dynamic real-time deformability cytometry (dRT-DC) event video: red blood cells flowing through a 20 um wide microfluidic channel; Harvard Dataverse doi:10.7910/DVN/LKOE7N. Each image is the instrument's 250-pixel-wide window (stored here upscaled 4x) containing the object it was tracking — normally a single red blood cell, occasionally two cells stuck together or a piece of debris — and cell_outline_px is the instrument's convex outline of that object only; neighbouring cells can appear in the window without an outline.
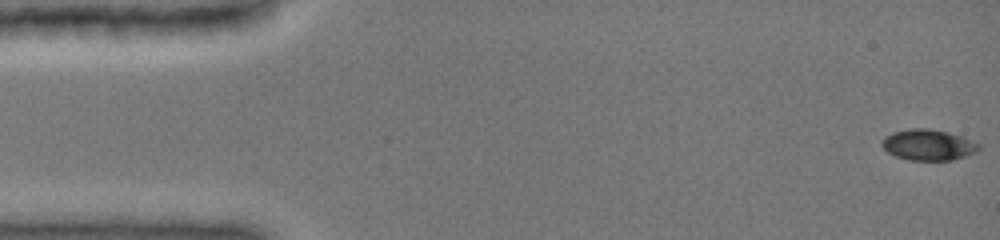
{"species": "common noctule bat (a hibernating species)", "species_latin": "Nyctalus noctula", "temperature_condition": "cold", "stored_images_in_passage": 48, "camera_frame_rate_fps": 3000, "um_per_image_px": 0.085, "animal": {"sex": "female", "body_mass_g": 19.0, "forearm_length_mm": 51.5}, "frame": {"image": 1, "passage_image": 1, "time_ms": 0.0, "image_size_px": [1000, 240], "cell_outline_px": [[980, 148], [976, 152], [952, 160], [908, 160], [896, 156], [888, 152], [880, 144], [880, 140], [884, 136], [892, 132], [912, 128], [928, 128], [948, 132], [960, 136], [980, 144]], "centroid_in_image_um": [78.86, 12.31], "position_along_channel_um": 6.1, "area_um2": 17.46}}
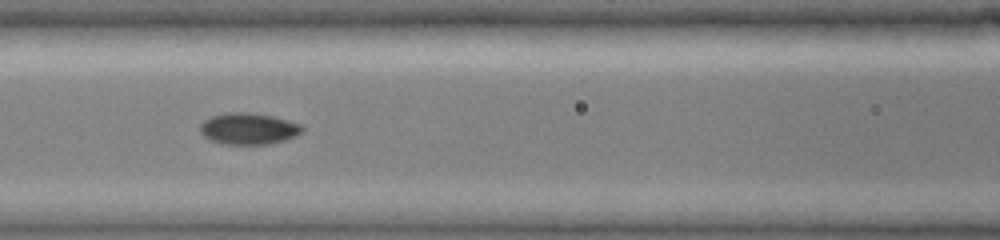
{"frame": {"image": 2, "passage_image": 21, "time_ms": 6.667, "image_size_px": [1000, 240], "cell_outline_px": [[304, 132], [296, 136], [284, 140], [268, 144], [220, 144], [204, 136], [200, 132], [200, 124], [204, 120], [212, 116], [224, 112], [248, 112], [272, 116], [288, 120], [300, 124], [304, 128]], "centroid_in_image_um": [21.13, 10.93], "position_along_channel_um": 145.5, "area_um2": 18.84}}
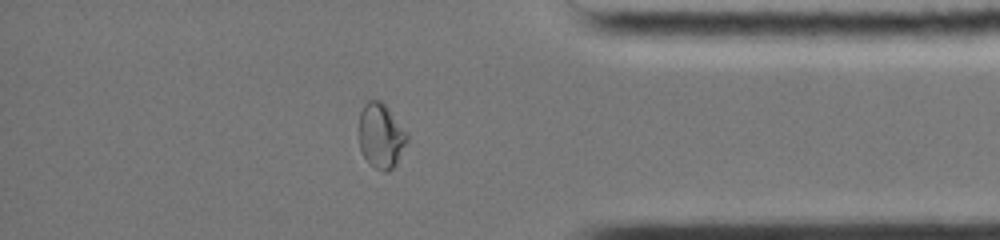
{"frame": {"image": 3, "passage_image": 41, "time_ms": 13.333, "image_size_px": [1000, 240], "cell_outline_px": [[408, 140], [396, 164], [388, 172], [384, 172], [376, 168], [364, 156], [360, 148], [360, 112], [364, 104], [368, 100], [380, 100], [384, 104], [408, 136]], "centroid_in_image_um": [32.37, 11.55], "position_along_channel_um": 402.8, "area_um2": 17.63}, "authors_computed_cell_mechanics": {"area_um2": 17.6868, "velocity_mm_per_s": 3.9979, "shape_relaxation_time_tau1_ms": null, "shape_relaxation_time_tau2_ms": 1.9627, "deformation_change_tau1": null, "deformation_change_tau2": 0.0368}}